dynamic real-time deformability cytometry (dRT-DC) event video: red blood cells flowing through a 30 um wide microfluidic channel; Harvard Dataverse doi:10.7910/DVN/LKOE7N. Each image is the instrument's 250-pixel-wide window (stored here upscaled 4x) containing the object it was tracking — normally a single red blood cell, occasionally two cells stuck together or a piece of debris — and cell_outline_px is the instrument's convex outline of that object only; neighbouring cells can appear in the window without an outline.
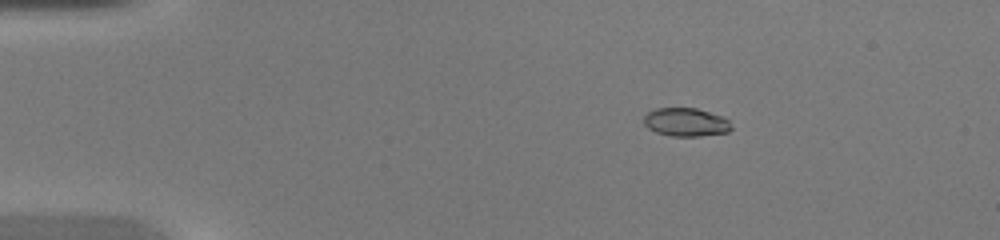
{"species": "common noctule bat (a hibernating species)", "species_latin": "Nyctalus noctula", "temperature_condition": "warm", "stored_images_in_passage": 49, "camera_frame_rate_fps": 3000, "um_per_image_px": 0.085, "animal": {"sex": "female", "body_mass_g": 20.0, "forearm_length_mm": 54.0}, "frame": {"image": 1, "passage_image": 9, "time_ms": 2.667, "image_size_px": [1000, 240], "cell_outline_px": [[732, 128], [728, 132], [700, 136], [672, 136], [656, 132], [648, 128], [644, 124], [644, 116], [648, 112], [656, 108], [696, 108], [724, 116], [728, 120]], "centroid_in_image_um": [58.31, 10.38], "position_along_channel_um": 26.7, "area_um2": 14.51}}
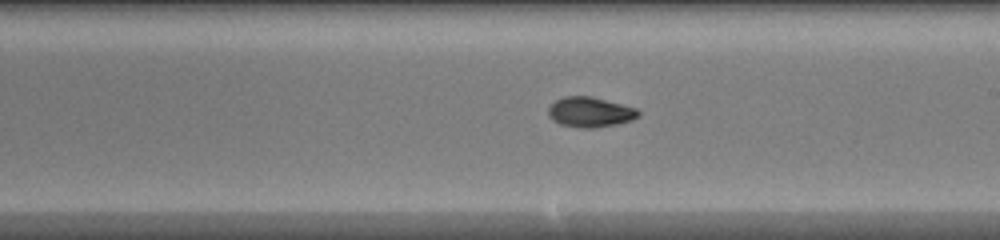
{"frame": {"image": 2, "passage_image": 29, "time_ms": 9.333, "image_size_px": [1000, 240], "cell_outline_px": [[640, 116], [632, 120], [616, 124], [592, 128], [580, 128], [560, 124], [552, 120], [548, 116], [548, 108], [556, 100], [564, 96], [592, 96], [636, 108], [640, 112]], "centroid_in_image_um": [50.15, 9.53], "position_along_channel_um": 238.8, "area_um2": 15.84}}
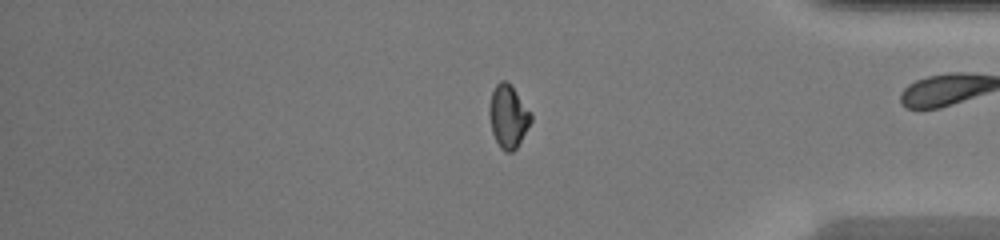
{"frame": {"image": 3, "passage_image": 41, "time_ms": 13.333, "image_size_px": [1000, 240], "cell_outline_px": [[532, 120], [516, 148], [512, 152], [504, 152], [500, 148], [492, 132], [488, 112], [488, 108], [492, 92], [496, 84], [500, 80], [508, 80], [532, 112]], "centroid_in_image_um": [43.2, 9.86], "position_along_channel_um": 392.0, "area_um2": 15.49}, "authors_computed_cell_mechanics": {"area_um2": 15.2592, "velocity_mm_per_s": 4.3473, "shape_relaxation_time_tau1_ms": 4.0695, "shape_relaxation_time_tau2_ms": 0.9079, "deformation_change_tau1": 0.175, "deformation_change_tau2": 0.0421}}